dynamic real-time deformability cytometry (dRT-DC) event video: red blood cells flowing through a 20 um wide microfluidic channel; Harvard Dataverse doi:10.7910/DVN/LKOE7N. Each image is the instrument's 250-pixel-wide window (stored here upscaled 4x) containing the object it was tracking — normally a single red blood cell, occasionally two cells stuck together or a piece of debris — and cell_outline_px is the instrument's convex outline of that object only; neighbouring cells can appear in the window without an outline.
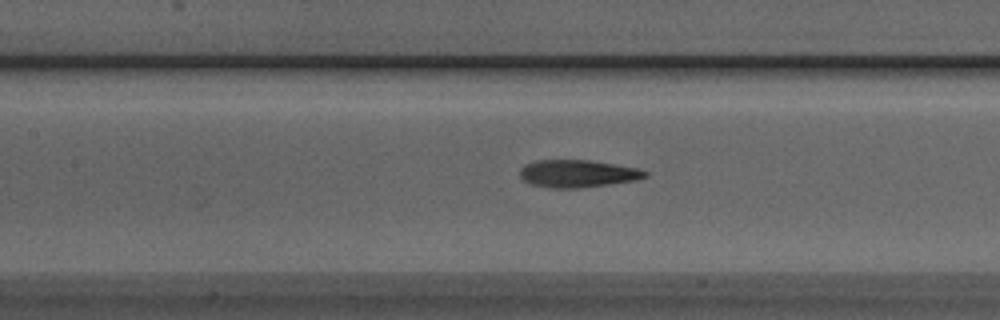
{"species": "Egyptian fruit bat (a non-hibernating species)", "species_latin": "Rousettus aegyptiacus", "temperature_condition": "room temperature", "stored_images_in_passage": 32, "camera_frame_rate_fps": 3000, "um_per_image_px": 0.085, "animal": {"sex": "male"}, "frame": {"image": 1, "passage_image": 14, "time_ms": 4.333, "image_size_px": [1000, 320], "cell_outline_px": [[648, 176], [636, 180], [580, 188], [548, 188], [532, 184], [524, 180], [520, 176], [520, 168], [524, 164], [536, 160], [588, 160], [636, 168], [648, 172]], "centroid_in_image_um": [49.06, 14.76], "position_along_channel_um": 158.3, "area_um2": 19.94}}
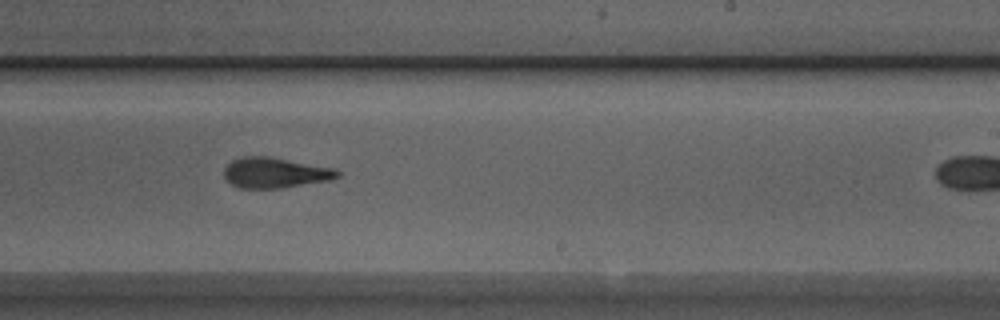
{"frame": {"image": 2, "passage_image": 22, "time_ms": 7.0, "image_size_px": [1000, 320], "cell_outline_px": [[340, 176], [328, 180], [284, 188], [240, 188], [232, 184], [224, 176], [224, 168], [232, 160], [240, 156], [272, 156], [336, 168], [340, 172]], "centroid_in_image_um": [23.4, 14.66], "position_along_channel_um": 265.6, "area_um2": 20.35}}
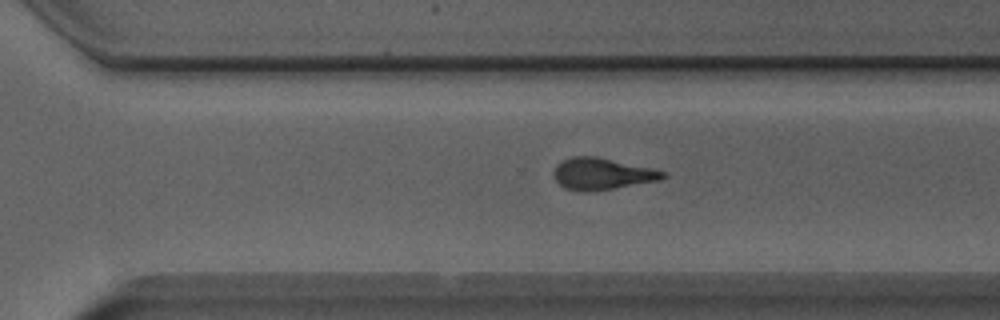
{"frame": {"image": 3, "passage_image": 26, "time_ms": 8.333, "image_size_px": [1000, 320], "cell_outline_px": [[668, 176], [660, 180], [592, 192], [580, 192], [564, 188], [556, 180], [552, 172], [556, 164], [572, 156], [596, 156], [668, 172]], "centroid_in_image_um": [51.16, 14.79], "position_along_channel_um": 319.4, "area_um2": 20.29}}